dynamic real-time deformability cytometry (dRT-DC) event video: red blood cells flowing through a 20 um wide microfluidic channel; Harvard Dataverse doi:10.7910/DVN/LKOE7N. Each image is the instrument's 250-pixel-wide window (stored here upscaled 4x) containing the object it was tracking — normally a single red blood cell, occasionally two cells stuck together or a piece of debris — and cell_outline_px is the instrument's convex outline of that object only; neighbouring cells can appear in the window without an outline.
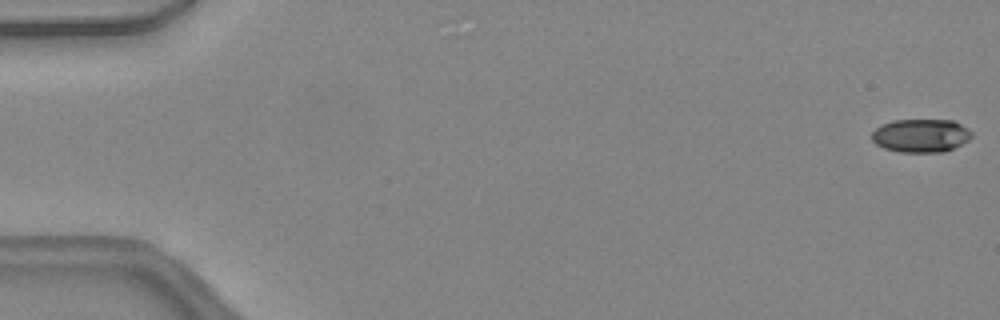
{"species": "common noctule bat (a hibernating species)", "species_latin": "Nyctalus noctula", "temperature_condition": "warm", "stored_images_in_passage": 47, "camera_frame_rate_fps": 3000, "um_per_image_px": 0.085, "animal": {"sex": "female", "body_mass_g": 24.6, "forearm_length_mm": 56.2}, "frame": {"image": 1, "passage_image": 1, "time_ms": 0.0, "image_size_px": [1000, 320], "cell_outline_px": [[972, 136], [968, 140], [944, 152], [900, 152], [884, 148], [876, 144], [872, 140], [872, 132], [876, 128], [892, 120], [952, 120], [968, 128], [972, 132]], "centroid_in_image_um": [78.27, 11.52], "position_along_channel_um": 6.7, "area_um2": 19.31}}
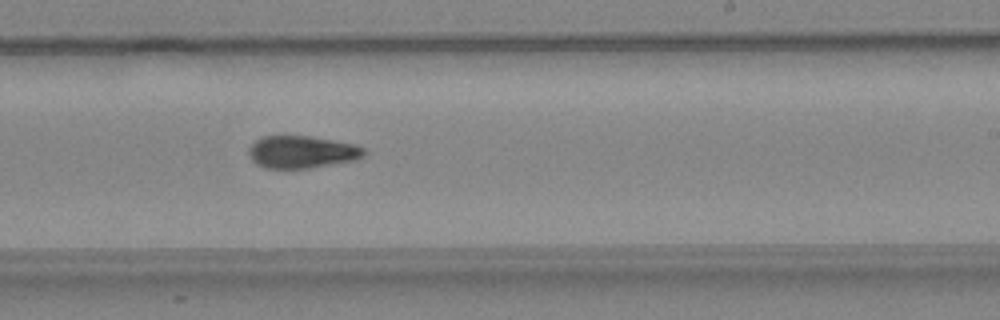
{"frame": {"image": 2, "passage_image": 29, "time_ms": 9.333, "image_size_px": [1000, 320], "cell_outline_px": [[368, 152], [364, 156], [356, 160], [312, 168], [264, 168], [256, 164], [248, 156], [248, 148], [260, 136], [308, 136], [356, 144], [364, 148]], "centroid_in_image_um": [25.67, 12.92], "position_along_channel_um": 263.3, "area_um2": 22.02}}
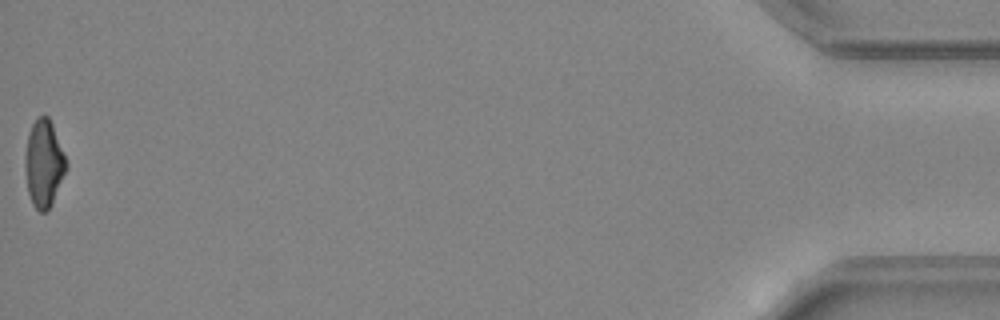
{"frame": {"image": 3, "passage_image": 47, "time_ms": 15.333, "image_size_px": [1000, 320], "cell_outline_px": [[68, 168], [52, 204], [48, 212], [40, 212], [32, 204], [28, 192], [24, 164], [24, 156], [28, 132], [36, 116], [48, 116], [52, 124], [68, 164]], "centroid_in_image_um": [3.72, 13.91], "position_along_channel_um": 431.5, "area_um2": 21.15}, "authors_computed_cell_mechanics": {"area_um2": 21.386, "velocity_mm_per_s": 4.4717, "shape_relaxation_time_tau1_ms": 10.945, "shape_relaxation_time_tau2_ms": 9.9782, "deformation_change_tau1": 0.2695, "deformation_change_tau2": 0.2236}}